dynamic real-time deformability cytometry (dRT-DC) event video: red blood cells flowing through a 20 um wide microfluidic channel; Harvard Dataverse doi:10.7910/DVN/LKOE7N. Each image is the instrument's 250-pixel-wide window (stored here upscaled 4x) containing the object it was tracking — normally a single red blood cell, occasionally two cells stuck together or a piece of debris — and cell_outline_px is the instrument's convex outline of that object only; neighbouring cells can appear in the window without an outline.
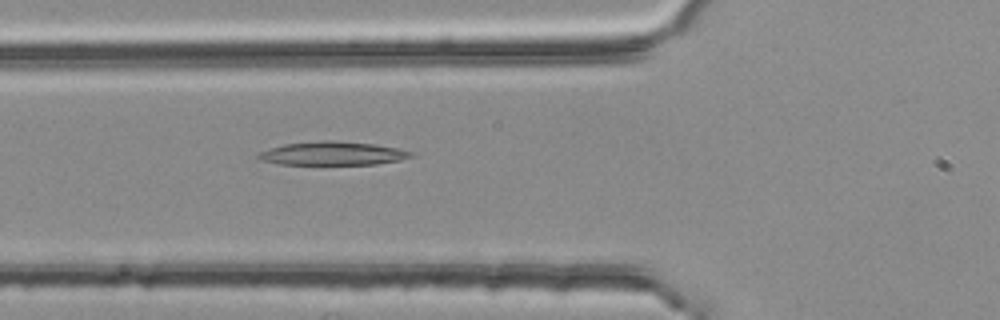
{"species": "common noctule bat (a hibernating species)", "species_latin": "Nyctalus noctula", "temperature_condition": "room temperature", "stored_images_in_passage": 5, "camera_frame_rate_fps": 3000, "um_per_image_px": 0.085, "animal": {"sex": "female", "body_mass_g": 25.1}, "frame": {"image": 1, "passage_image": 5, "time_ms": 1.333, "image_size_px": [1000, 320], "cell_outline_px": [[416, 156], [400, 160], [376, 164], [280, 164], [260, 160], [256, 156], [260, 152], [268, 148], [284, 144], [320, 140], [332, 140], [372, 144], [396, 148], [416, 152]], "centroid_in_image_um": [28.29, 13.04], "position_along_channel_um": 97.5, "area_um2": 20.98}}